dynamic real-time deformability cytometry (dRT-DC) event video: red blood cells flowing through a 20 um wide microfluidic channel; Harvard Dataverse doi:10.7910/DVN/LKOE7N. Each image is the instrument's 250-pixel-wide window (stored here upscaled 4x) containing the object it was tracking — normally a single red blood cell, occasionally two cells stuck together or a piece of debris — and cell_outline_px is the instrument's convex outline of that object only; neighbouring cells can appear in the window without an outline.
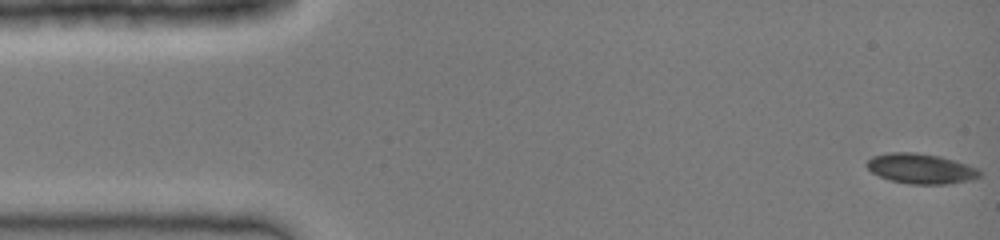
{"species": "common noctule bat (a hibernating species)", "species_latin": "Nyctalus noctula", "temperature_condition": "cold", "stored_images_in_passage": 41, "camera_frame_rate_fps": 3000, "um_per_image_px": 0.085, "animal": {"sex": "female", "body_mass_g": 19.0, "forearm_length_mm": 51.5}, "frame": {"image": 1, "passage_image": 1, "time_ms": 0.0, "image_size_px": [1000, 240], "cell_outline_px": [[980, 176], [972, 180], [948, 184], [908, 184], [888, 180], [872, 172], [864, 164], [872, 156], [888, 152], [916, 152], [940, 156], [976, 168], [980, 172]], "centroid_in_image_um": [78.22, 14.33], "position_along_channel_um": 6.8, "area_um2": 19.83}}
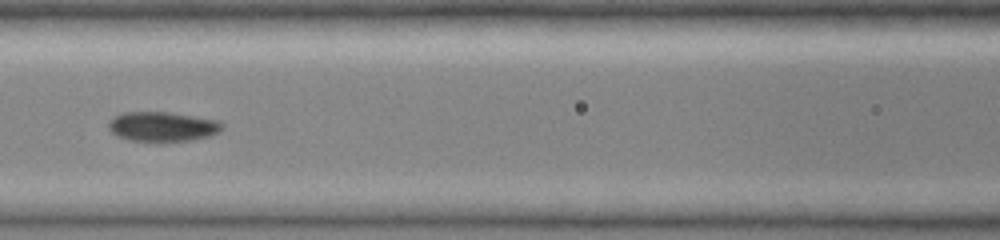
{"frame": {"image": 2, "passage_image": 18, "time_ms": 5.667, "image_size_px": [1000, 240], "cell_outline_px": [[224, 128], [208, 136], [192, 140], [160, 144], [128, 140], [112, 132], [108, 128], [108, 124], [116, 116], [124, 112], [168, 112], [216, 120], [224, 124]], "centroid_in_image_um": [13.81, 10.8], "position_along_channel_um": 152.8, "area_um2": 19.94}}
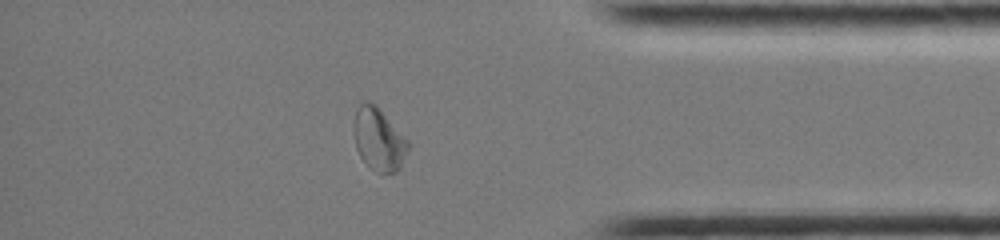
{"frame": {"image": 3, "passage_image": 35, "time_ms": 11.333, "image_size_px": [1000, 240], "cell_outline_px": [[412, 144], [400, 168], [396, 172], [376, 172], [360, 156], [356, 148], [352, 132], [356, 108], [364, 100], [368, 100]], "centroid_in_image_um": [32.18, 11.87], "position_along_channel_um": 403.0, "area_um2": 19.54}}